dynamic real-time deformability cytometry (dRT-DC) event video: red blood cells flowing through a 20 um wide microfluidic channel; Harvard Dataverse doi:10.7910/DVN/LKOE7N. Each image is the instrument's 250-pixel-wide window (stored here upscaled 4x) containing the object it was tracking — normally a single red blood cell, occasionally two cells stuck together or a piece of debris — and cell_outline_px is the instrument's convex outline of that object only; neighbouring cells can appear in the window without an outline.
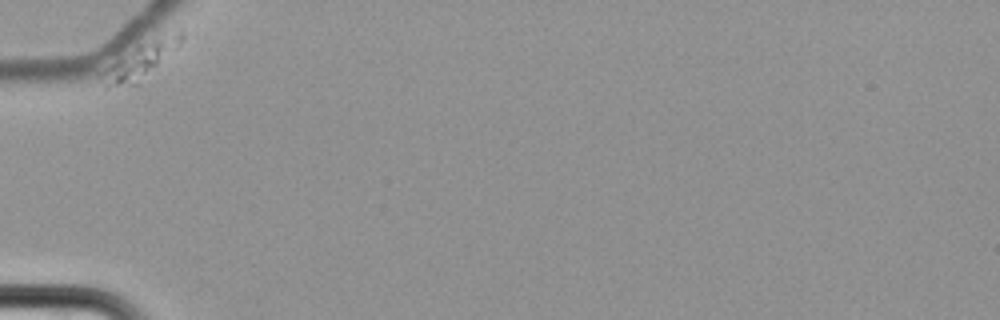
{"species": "common noctule bat (a hibernating species)", "species_latin": "Nyctalus noctula", "temperature_condition": "cold", "stored_images_in_passage": 13, "camera_frame_rate_fps": 3000, "um_per_image_px": 0.085, "animal": {"sex": "female", "body_mass_g": 22.7, "forearm_length_mm": 54.2}, "frame": {"image": 1, "passage_image": 1, "time_ms": 0.0, "image_size_px": [1000, 320], "cell_outline_px": [[184, 40], [144, 84], [136, 88], [108, 88], [96, 76], [96, 72], [140, 44], [176, 32], [184, 32]], "centroid_in_image_um": [11.87, 5.32], "position_along_channel_um": 73.1, "area_um2": 17.63}}
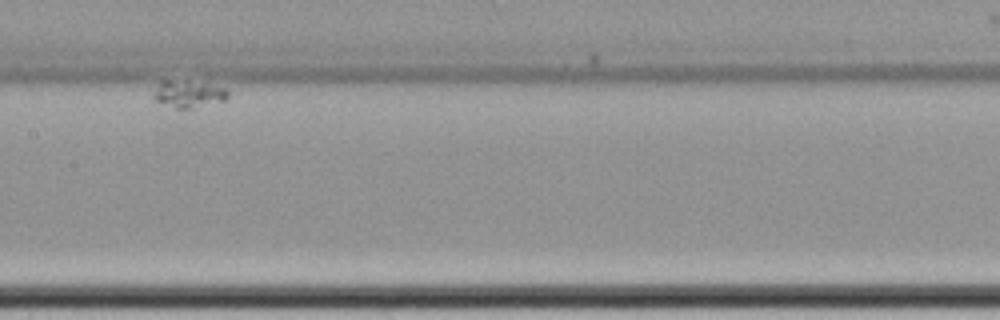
{"frame": {"image": 2, "passage_image": 8, "time_ms": 9.333, "image_size_px": [1000, 320], "cell_outline_px": [[228, 96], [224, 100], [196, 108], [176, 108], [152, 100], [152, 96], [160, 80], [168, 80], [204, 84], [228, 88]], "centroid_in_image_um": [15.98, 8.01], "position_along_channel_um": 191.4, "area_um2": 11.56}}
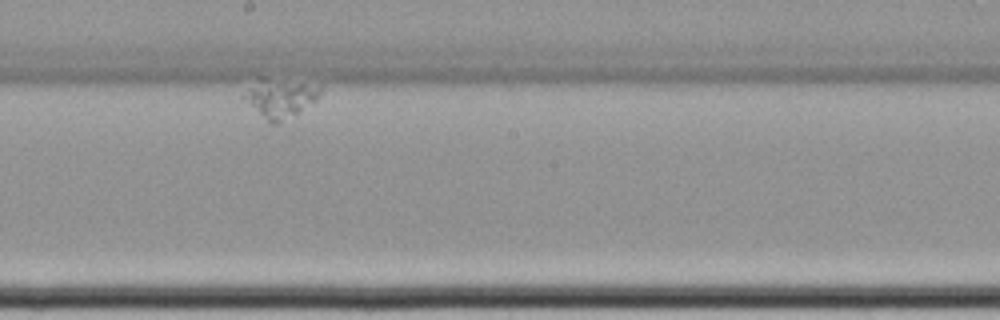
{"frame": {"image": 3, "passage_image": 10, "time_ms": 11.667, "image_size_px": [1000, 320], "cell_outline_px": [[324, 88], [316, 100], [296, 116], [276, 124], [268, 124], [240, 96], [260, 76], [304, 84]], "centroid_in_image_um": [23.76, 8.38], "position_along_channel_um": 224.4, "area_um2": 17.51}}